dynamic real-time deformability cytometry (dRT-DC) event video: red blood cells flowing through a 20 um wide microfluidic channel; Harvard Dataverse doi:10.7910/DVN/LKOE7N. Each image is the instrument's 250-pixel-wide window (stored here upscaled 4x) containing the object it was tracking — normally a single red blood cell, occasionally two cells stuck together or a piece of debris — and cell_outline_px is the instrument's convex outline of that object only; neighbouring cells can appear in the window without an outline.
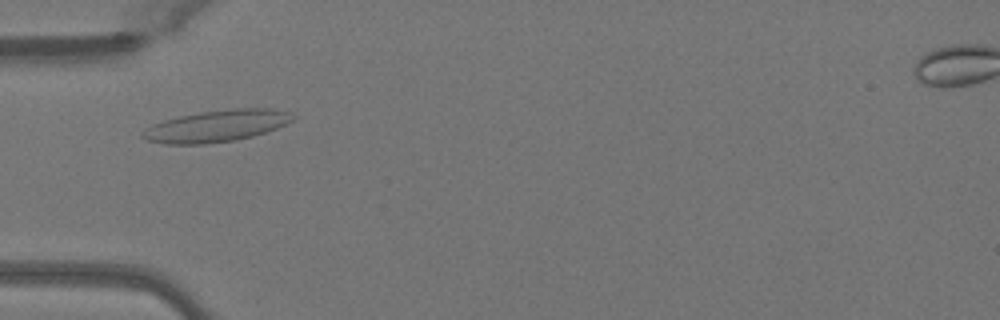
{"species": "Egyptian fruit bat (a non-hibernating species)", "species_latin": "Rousettus aegyptiacus", "temperature_condition": "warm", "stored_images_in_passage": 44, "camera_frame_rate_fps": 3000, "um_per_image_px": 0.085, "animal": {"sex": "female"}, "frame": {"image": 1, "passage_image": 10, "time_ms": 3.0, "image_size_px": [1000, 320], "cell_outline_px": [[296, 116], [292, 120], [276, 128], [252, 136], [236, 140], [204, 144], [164, 144], [148, 140], [140, 136], [140, 132], [152, 124], [164, 120], [180, 116], [200, 112], [232, 108], [272, 108], [292, 112]], "centroid_in_image_um": [18.4, 10.7], "position_along_channel_um": 66.6, "area_um2": 27.8}}
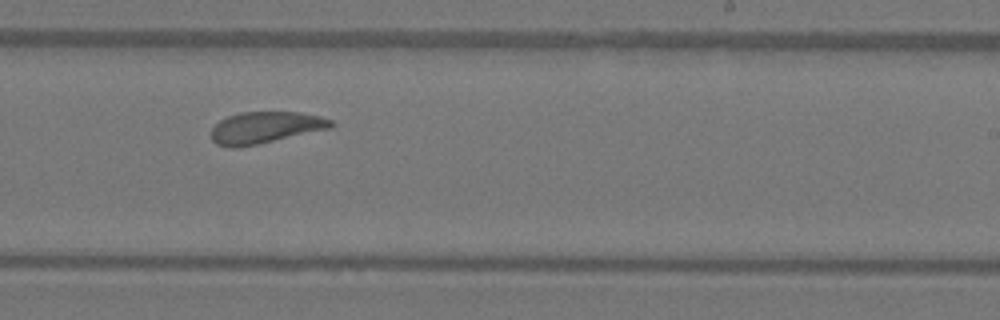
{"frame": {"image": 2, "passage_image": 25, "time_ms": 8.0, "image_size_px": [1000, 320], "cell_outline_px": [[336, 124], [332, 128], [256, 144], [236, 148], [228, 148], [216, 144], [212, 140], [208, 132], [220, 120], [228, 116], [240, 112], [300, 112], [320, 116], [332, 120]], "centroid_in_image_um": [22.52, 10.84], "position_along_channel_um": 266.5, "area_um2": 22.25}}
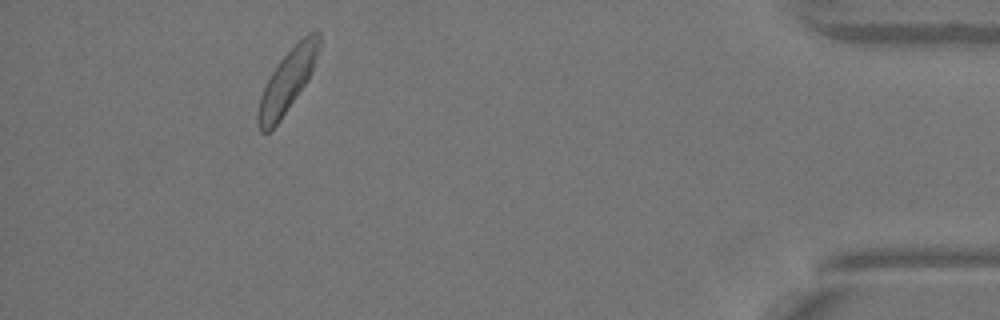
{"frame": {"image": 3, "passage_image": 40, "time_ms": 13.0, "image_size_px": [1000, 320], "cell_outline_px": [[320, 44], [312, 72], [308, 80], [280, 120], [268, 132], [260, 132], [256, 124], [256, 116], [260, 96], [272, 72], [280, 60], [308, 32], [320, 32]], "centroid_in_image_um": [24.41, 6.92], "position_along_channel_um": 410.8, "area_um2": 21.79}, "authors_computed_cell_mechanics": {"area_um2": 22.6576, "velocity_mm_per_s": 4.0107, "shape_relaxation_time_tau1_ms": 4.0173, "shape_relaxation_time_tau2_ms": 1.4393, "deformation_change_tau1": 0.1225, "deformation_change_tau2": 0.0787}}